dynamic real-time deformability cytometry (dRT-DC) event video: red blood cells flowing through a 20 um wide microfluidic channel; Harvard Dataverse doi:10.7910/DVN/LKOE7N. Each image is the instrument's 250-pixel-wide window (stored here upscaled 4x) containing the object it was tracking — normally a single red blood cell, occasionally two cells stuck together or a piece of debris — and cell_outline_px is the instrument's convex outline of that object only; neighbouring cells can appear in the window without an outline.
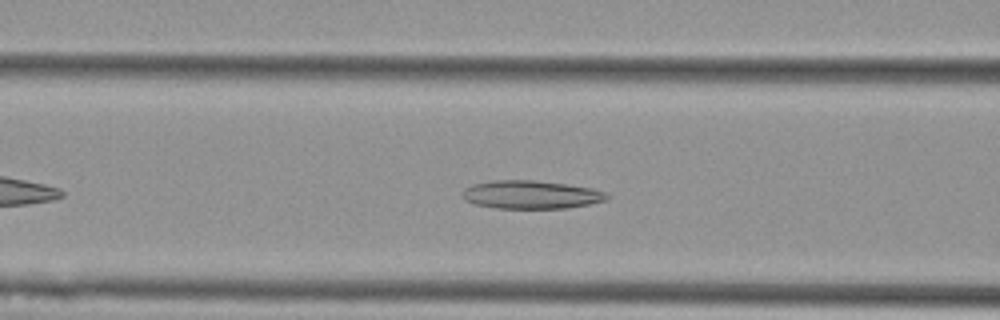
{"species": "Egyptian fruit bat (a non-hibernating species)", "species_latin": "Rousettus aegyptiacus", "temperature_condition": "cold", "stored_images_in_passage": 42, "camera_frame_rate_fps": 3000, "um_per_image_px": 0.085, "animal": {"sex": "female"}, "frame": {"image": 1, "passage_image": 11, "time_ms": 3.333, "image_size_px": [1000, 320], "cell_outline_px": [[612, 196], [608, 200], [568, 208], [496, 208], [476, 204], [464, 200], [464, 188], [472, 184], [492, 180], [532, 180], [564, 184], [592, 188], [604, 192]], "centroid_in_image_um": [45.16, 16.54], "position_along_channel_um": 121.4, "area_um2": 23.7}}
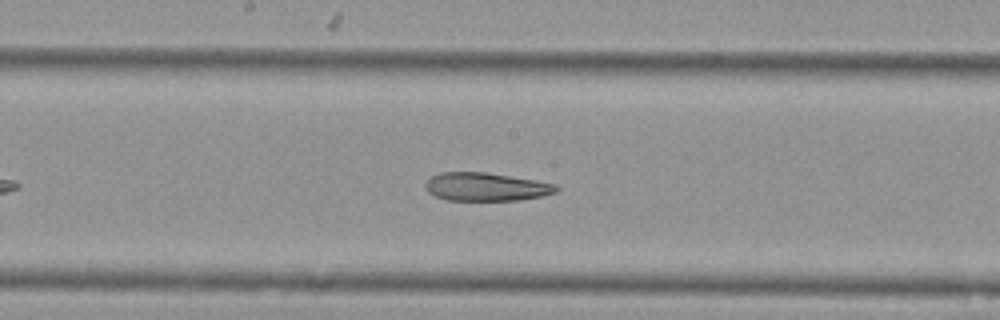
{"frame": {"image": 2, "passage_image": 18, "time_ms": 5.667, "image_size_px": [1000, 320], "cell_outline_px": [[560, 188], [556, 192], [544, 196], [520, 200], [448, 200], [436, 196], [428, 192], [424, 184], [432, 176], [440, 172], [484, 172], [556, 184]], "centroid_in_image_um": [41.32, 15.88], "position_along_channel_um": 206.9, "area_um2": 21.39}}
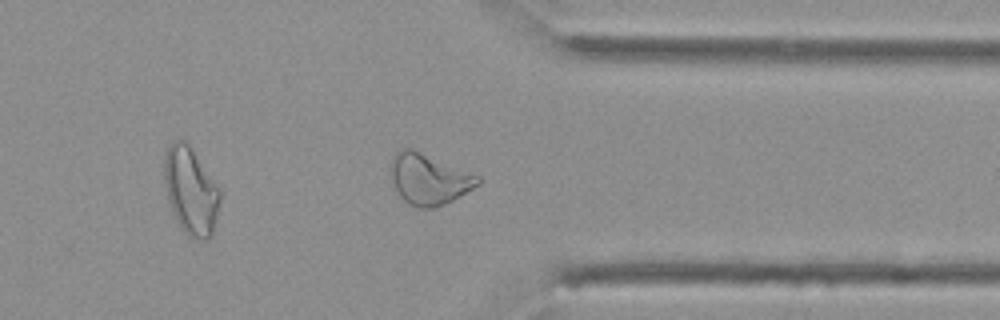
{"frame": {"image": 3, "passage_image": 32, "time_ms": 10.333, "image_size_px": [1000, 320], "cell_outline_px": [[480, 184], [460, 196], [444, 204], [432, 208], [416, 208], [408, 204], [400, 196], [388, 172], [392, 156], [400, 148], [412, 148], [480, 176]], "centroid_in_image_um": [36.42, 15.21], "position_along_channel_um": 375.0, "area_um2": 25.95}}